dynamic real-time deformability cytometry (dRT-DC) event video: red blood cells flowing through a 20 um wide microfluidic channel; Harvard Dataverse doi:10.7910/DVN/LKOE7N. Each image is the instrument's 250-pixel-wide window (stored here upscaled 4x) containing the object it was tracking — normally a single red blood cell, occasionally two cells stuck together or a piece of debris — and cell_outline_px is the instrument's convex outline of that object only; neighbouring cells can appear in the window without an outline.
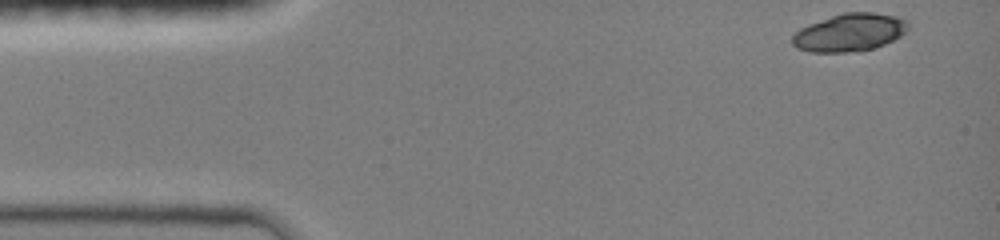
{"species": "common noctule bat (a hibernating species)", "species_latin": "Nyctalus noctula", "temperature_condition": "room temperature", "stored_images_in_passage": 42, "camera_frame_rate_fps": 3000, "um_per_image_px": 0.085, "animal": {"sex": "female", "body_mass_g": 19.0, "forearm_length_mm": 51.5}, "frame": {"image": 1, "passage_image": 1, "time_ms": 0.0, "image_size_px": [1000, 240], "cell_outline_px": [[908, 28], [900, 36], [884, 44], [872, 48], [844, 52], [812, 52], [796, 48], [792, 44], [792, 36], [800, 28], [808, 24], [844, 12], [872, 12], [896, 16], [908, 20]], "centroid_in_image_um": [72.2, 2.75], "position_along_channel_um": 12.8, "area_um2": 25.26}}
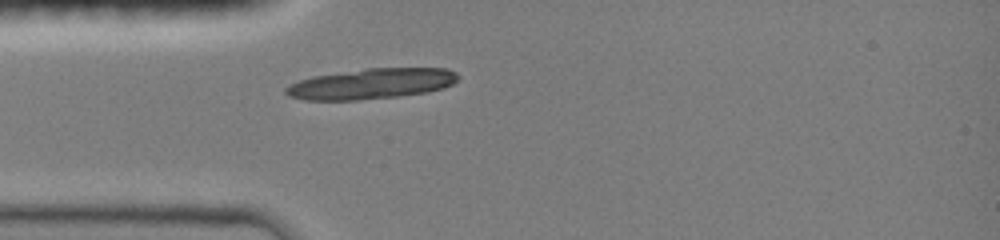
{"frame": {"image": 2, "passage_image": 11, "time_ms": 3.333, "image_size_px": [1000, 240], "cell_outline_px": [[460, 76], [452, 84], [444, 88], [428, 92], [396, 96], [356, 100], [304, 100], [288, 96], [284, 92], [284, 88], [288, 84], [312, 76], [368, 68], [448, 68], [456, 72]], "centroid_in_image_um": [31.55, 7.11], "position_along_channel_um": 53.4, "area_um2": 30.69}}
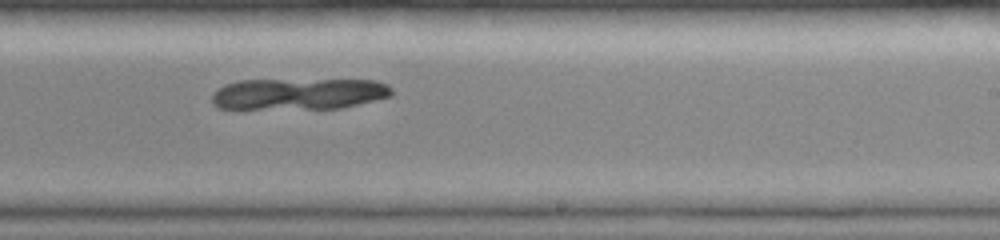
{"frame": {"image": 3, "passage_image": 27, "time_ms": 8.667, "image_size_px": [1000, 240], "cell_outline_px": [[392, 96], [340, 108], [220, 108], [212, 104], [212, 92], [224, 84], [236, 80], [376, 80], [388, 84], [392, 88]], "centroid_in_image_um": [25.38, 7.96], "position_along_channel_um": 263.6, "area_um2": 32.83}}